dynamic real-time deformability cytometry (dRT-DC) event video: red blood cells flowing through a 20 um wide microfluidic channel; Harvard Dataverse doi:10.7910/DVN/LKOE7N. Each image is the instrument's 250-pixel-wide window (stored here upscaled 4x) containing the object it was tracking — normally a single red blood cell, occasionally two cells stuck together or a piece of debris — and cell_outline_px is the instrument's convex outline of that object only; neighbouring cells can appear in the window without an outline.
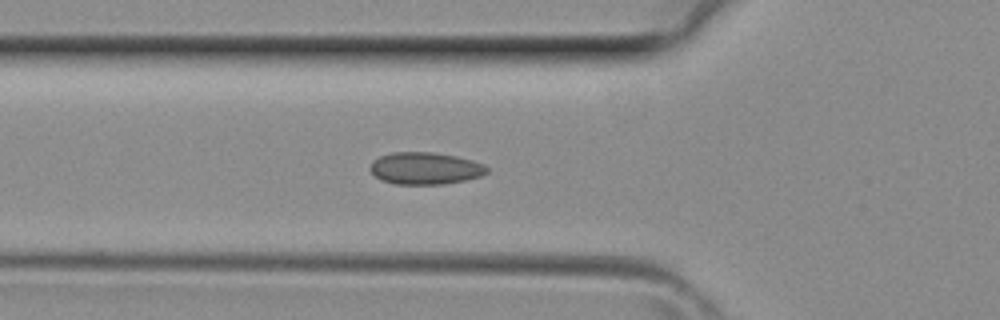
{"species": "common noctule bat (a hibernating species)", "species_latin": "Nyctalus noctula", "temperature_condition": "room temperature", "stored_images_in_passage": 34, "segment_of_instrument_passage": [1, 2], "camera_frame_rate_fps": 3000, "um_per_image_px": 0.085, "animal": {"sex": "female", "body_mass_g": 29.2, "forearm_length_mm": 56.3}, "frame": {"image": 1, "passage_image": 7, "time_ms": 2.0, "image_size_px": [1000, 320], "cell_outline_px": [[488, 172], [480, 176], [464, 180], [444, 184], [396, 184], [380, 180], [368, 168], [372, 160], [380, 156], [392, 152], [432, 152], [456, 156], [472, 160], [484, 164], [488, 168]], "centroid_in_image_um": [36.12, 14.3], "position_along_channel_um": 89.7, "area_um2": 21.91}}
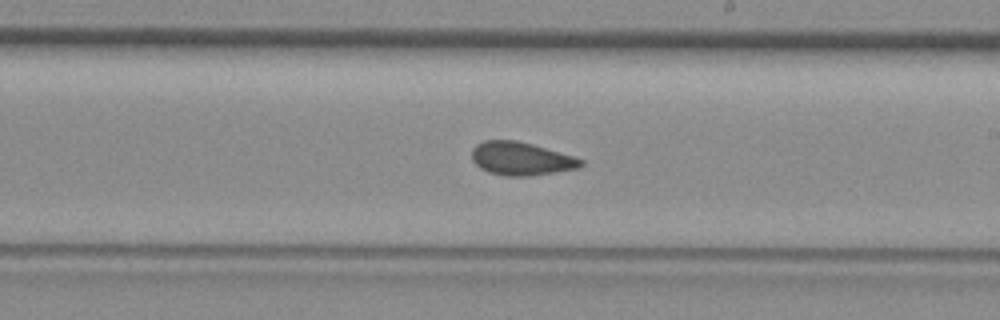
{"frame": {"image": 2, "passage_image": 16, "time_ms": 5.0, "image_size_px": [1000, 320], "cell_outline_px": [[584, 164], [580, 168], [524, 176], [508, 176], [488, 172], [480, 168], [472, 160], [472, 148], [476, 144], [484, 140], [516, 140], [532, 144], [576, 156], [584, 160]], "centroid_in_image_um": [44.3, 13.47], "position_along_channel_um": 244.7, "area_um2": 21.15}}
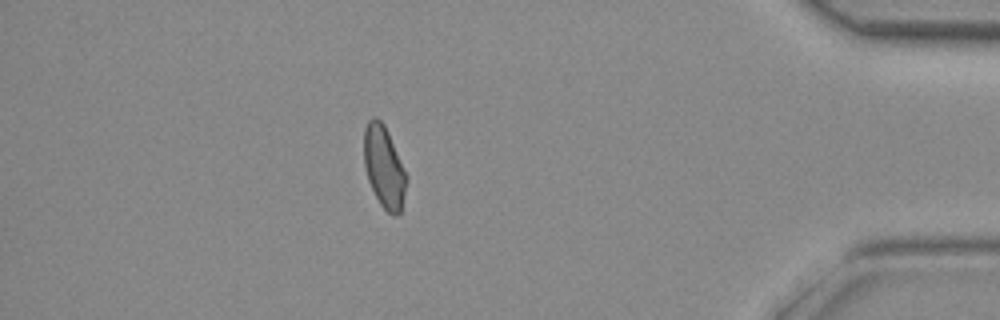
{"frame": {"image": 3, "passage_image": 28, "time_ms": 9.0, "image_size_px": [1000, 320], "cell_outline_px": [[408, 180], [400, 212], [396, 216], [392, 216], [380, 204], [368, 180], [364, 164], [364, 128], [368, 120], [372, 116], [376, 116], [384, 124], [388, 132], [408, 176]], "centroid_in_image_um": [32.65, 14.17], "position_along_channel_um": 402.6, "area_um2": 20.35}}